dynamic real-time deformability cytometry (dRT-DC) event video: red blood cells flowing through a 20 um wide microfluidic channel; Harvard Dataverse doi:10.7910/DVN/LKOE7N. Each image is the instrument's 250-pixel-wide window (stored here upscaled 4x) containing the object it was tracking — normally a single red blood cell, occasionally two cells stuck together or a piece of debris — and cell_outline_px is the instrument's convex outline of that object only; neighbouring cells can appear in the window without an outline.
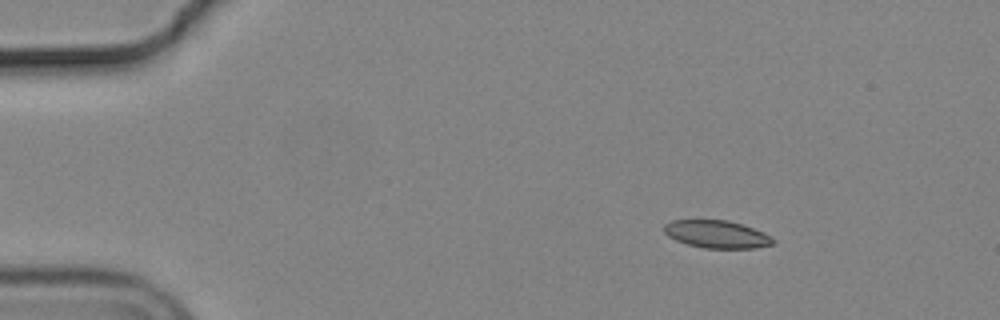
{"species": "common noctule bat (a hibernating species)", "species_latin": "Nyctalus noctula", "temperature_condition": "cold", "stored_images_in_passage": 55, "camera_frame_rate_fps": 3000, "um_per_image_px": 0.085, "animal": {"sex": "male", "body_mass_g": 19.2, "forearm_length_mm": 51.8}, "frame": {"image": 1, "passage_image": 8, "time_ms": 2.333, "image_size_px": [1000, 320], "cell_outline_px": [[776, 240], [772, 244], [756, 248], [704, 248], [688, 244], [676, 240], [668, 236], [664, 232], [664, 224], [672, 220], [728, 220], [764, 232], [772, 236]], "centroid_in_image_um": [60.93, 19.91], "position_along_channel_um": 24.1, "area_um2": 17.51}}
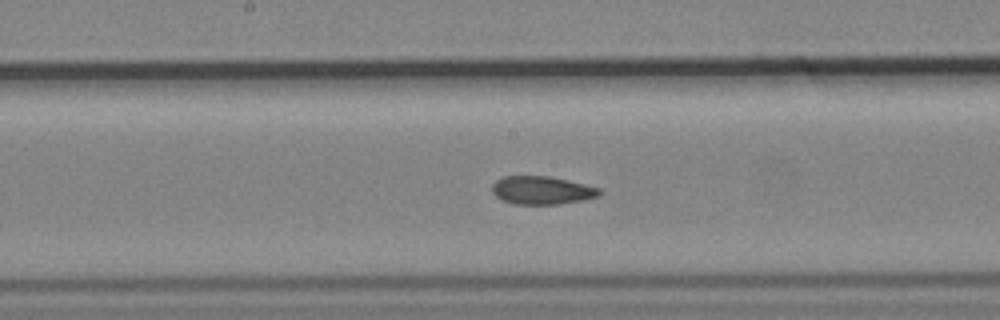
{"frame": {"image": 2, "passage_image": 29, "time_ms": 9.333, "image_size_px": [1000, 320], "cell_outline_px": [[600, 196], [584, 200], [556, 204], [512, 204], [496, 196], [492, 192], [492, 184], [496, 180], [504, 176], [548, 176], [568, 180], [600, 188]], "centroid_in_image_um": [46.05, 16.17], "position_along_channel_um": 202.1, "area_um2": 17.57}}
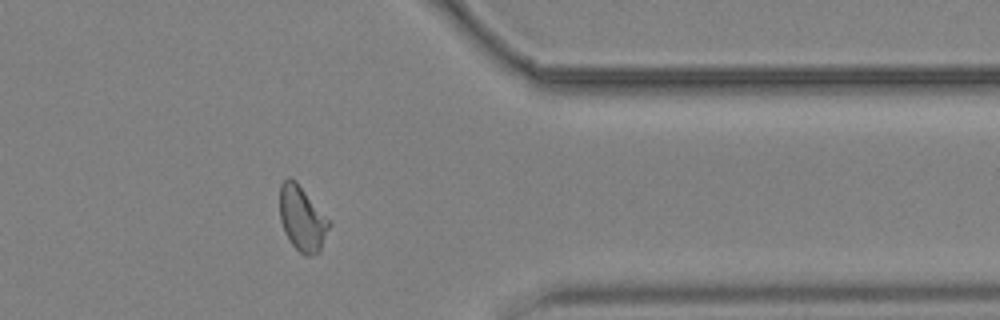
{"frame": {"image": 3, "passage_image": 45, "time_ms": 14.667, "image_size_px": [1000, 320], "cell_outline_px": [[332, 224], [320, 252], [308, 256], [304, 256], [292, 244], [284, 232], [280, 220], [280, 184], [288, 176], [296, 180], [332, 220]], "centroid_in_image_um": [25.73, 18.56], "position_along_channel_um": 385.7, "area_um2": 19.31}, "authors_computed_cell_mechanics": {"area_um2": 18.2648, "velocity_mm_per_s": 3.698, "shape_relaxation_time_tau1_ms": null, "shape_relaxation_time_tau2_ms": 3.0815, "deformation_change_tau1": null, "deformation_change_tau2": 0.0671}}